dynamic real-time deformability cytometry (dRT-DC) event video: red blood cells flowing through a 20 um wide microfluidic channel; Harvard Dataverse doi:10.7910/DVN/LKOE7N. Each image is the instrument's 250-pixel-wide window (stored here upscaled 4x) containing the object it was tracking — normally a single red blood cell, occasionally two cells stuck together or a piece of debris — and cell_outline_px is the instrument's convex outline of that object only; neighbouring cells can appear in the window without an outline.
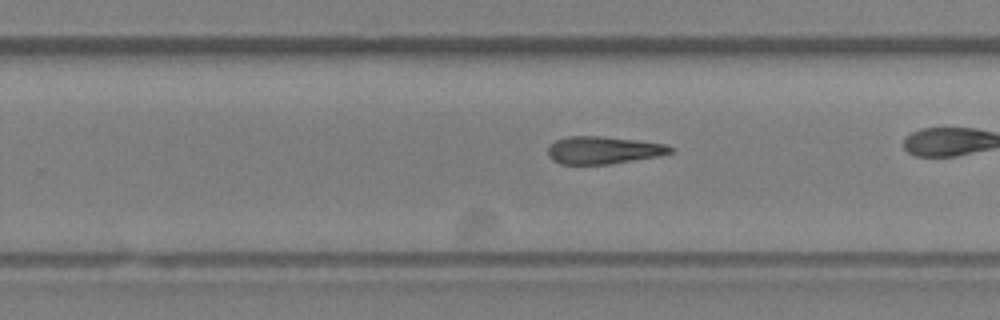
{"species": "Egyptian fruit bat (a non-hibernating species)", "species_latin": "Rousettus aegyptiacus", "temperature_condition": "room temperature", "stored_images_in_passage": 26, "camera_frame_rate_fps": 3000, "um_per_image_px": 0.085, "animal": {"sex": "female"}, "frame": {"image": 1, "passage_image": 19, "time_ms": 6.0, "image_size_px": [1000, 320], "cell_outline_px": [[676, 148], [672, 152], [660, 156], [612, 164], [560, 164], [552, 160], [548, 156], [548, 148], [556, 140], [568, 136], [600, 136], [664, 144]], "centroid_in_image_um": [51.28, 12.77], "position_along_channel_um": 278.5, "area_um2": 19.59}}